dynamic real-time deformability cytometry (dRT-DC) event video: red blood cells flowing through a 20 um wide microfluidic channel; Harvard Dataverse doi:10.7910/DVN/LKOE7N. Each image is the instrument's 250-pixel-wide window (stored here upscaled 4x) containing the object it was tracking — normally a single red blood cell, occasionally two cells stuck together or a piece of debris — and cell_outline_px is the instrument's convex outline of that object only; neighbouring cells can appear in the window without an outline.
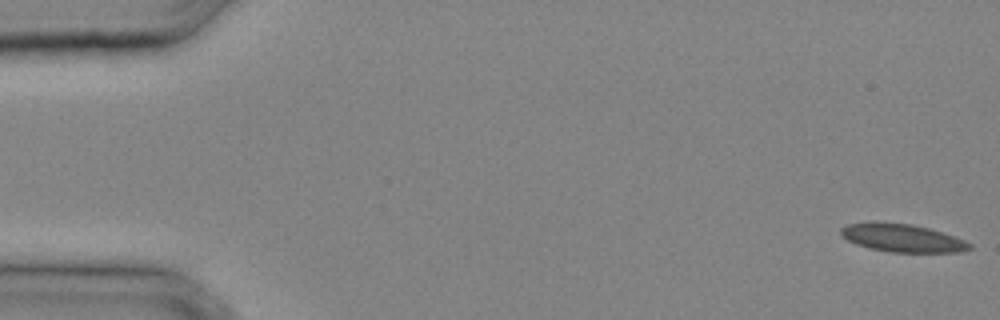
{"species": "common noctule bat (a hibernating species)", "species_latin": "Nyctalus noctula", "temperature_condition": "cold", "stored_images_in_passage": 31, "camera_frame_rate_fps": 3000, "um_per_image_px": 0.085, "animal": {"sex": "male", "body_mass_g": 20.4}, "frame": {"image": 1, "passage_image": 1, "time_ms": 0.0, "image_size_px": [1000, 320], "cell_outline_px": [[972, 248], [960, 252], [888, 252], [868, 248], [856, 244], [840, 236], [840, 228], [848, 224], [912, 224], [928, 228], [956, 236], [972, 244]], "centroid_in_image_um": [76.75, 20.27], "position_along_channel_um": 8.3, "area_um2": 20.52}}
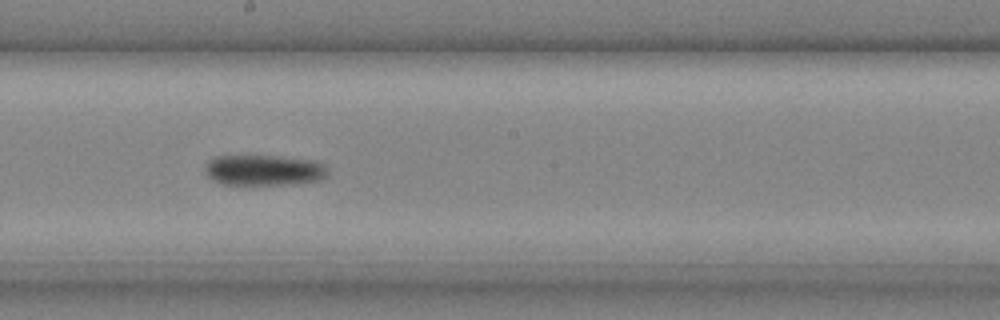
{"frame": {"image": 2, "passage_image": 18, "time_ms": 5.667, "image_size_px": [1000, 320], "cell_outline_px": [[328, 176], [320, 180], [292, 184], [224, 184], [208, 176], [204, 172], [204, 168], [208, 160], [212, 156], [280, 156], [316, 160], [324, 164], [328, 168]], "centroid_in_image_um": [22.47, 14.45], "position_along_channel_um": 225.7, "area_um2": 22.14}}
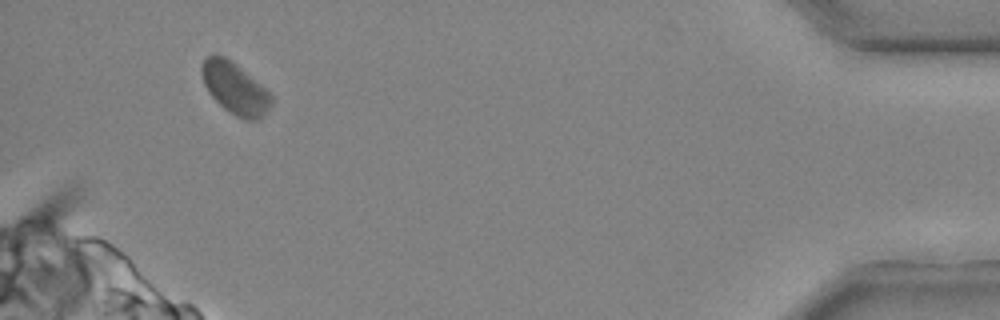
{"frame": {"image": 3, "passage_image": 30, "time_ms": 9.667, "image_size_px": [1000, 320], "cell_outline_px": [[272, 104], [268, 112], [256, 120], [244, 120], [236, 116], [224, 108], [208, 92], [204, 84], [200, 72], [200, 68], [204, 60], [208, 56], [224, 56], [236, 64], [264, 88], [272, 96]], "centroid_in_image_um": [19.97, 7.53], "position_along_channel_um": 415.2, "area_um2": 20.58}}